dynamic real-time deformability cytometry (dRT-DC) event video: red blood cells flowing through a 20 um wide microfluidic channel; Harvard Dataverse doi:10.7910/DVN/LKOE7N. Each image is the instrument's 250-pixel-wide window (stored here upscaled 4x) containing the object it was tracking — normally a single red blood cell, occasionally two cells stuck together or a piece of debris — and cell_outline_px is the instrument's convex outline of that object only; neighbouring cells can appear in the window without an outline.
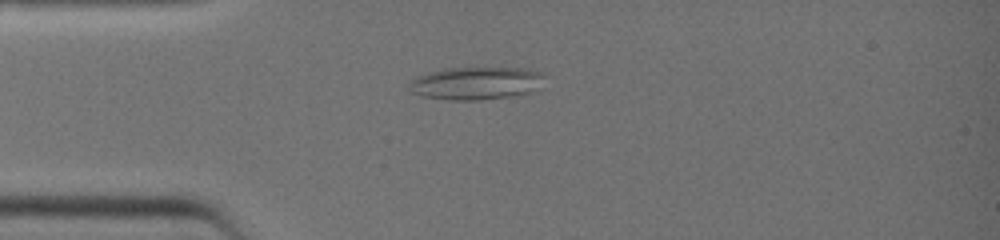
{"species": "common noctule bat (a hibernating species)", "species_latin": "Nyctalus noctula", "temperature_condition": "warm", "stored_images_in_passage": 40, "camera_frame_rate_fps": 3000, "um_per_image_px": 0.085, "animal": {"sex": "female", "body_mass_g": 19.0, "forearm_length_mm": 51.5}, "frame": {"image": 1, "passage_image": 11, "time_ms": 3.333, "image_size_px": [1000, 240], "cell_outline_px": [[544, 76], [540, 88], [528, 92], [508, 96], [480, 100], [448, 100], [420, 96], [408, 92], [408, 84], [416, 76], [428, 72], [444, 68], [524, 68], [544, 72]], "centroid_in_image_um": [40.41, 7.07], "position_along_channel_um": 44.6, "area_um2": 26.13}}
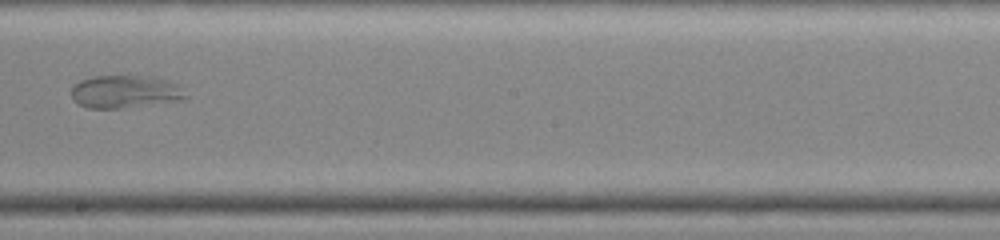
{"frame": {"image": 2, "passage_image": 24, "time_ms": 7.667, "image_size_px": [1000, 240], "cell_outline_px": [[188, 96], [184, 100], [120, 108], [88, 108], [72, 100], [72, 88], [80, 80], [92, 76], [152, 76], [168, 80], [176, 84]], "centroid_in_image_um": [10.64, 7.79], "position_along_channel_um": 237.6, "area_um2": 21.79}}
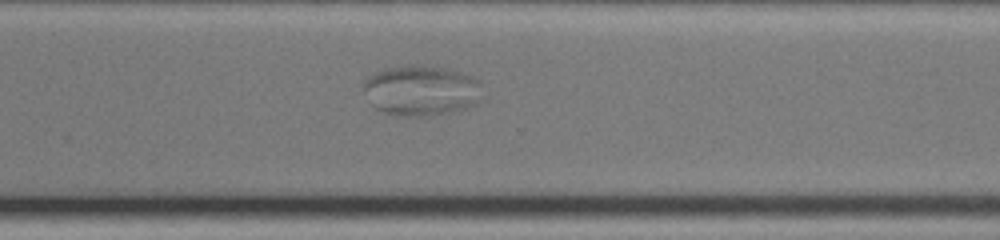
{"frame": {"image": 3, "passage_image": 30, "time_ms": 9.667, "image_size_px": [1000, 240], "cell_outline_px": [[480, 100], [476, 104], [464, 108], [444, 112], [420, 116], [396, 116], [384, 112], [376, 108], [372, 104], [364, 88], [364, 80], [368, 76], [376, 72], [388, 68], [404, 64], [444, 68], [460, 72], [472, 76], [480, 80]], "centroid_in_image_um": [35.8, 7.68], "position_along_channel_um": 334.8, "area_um2": 34.45}}